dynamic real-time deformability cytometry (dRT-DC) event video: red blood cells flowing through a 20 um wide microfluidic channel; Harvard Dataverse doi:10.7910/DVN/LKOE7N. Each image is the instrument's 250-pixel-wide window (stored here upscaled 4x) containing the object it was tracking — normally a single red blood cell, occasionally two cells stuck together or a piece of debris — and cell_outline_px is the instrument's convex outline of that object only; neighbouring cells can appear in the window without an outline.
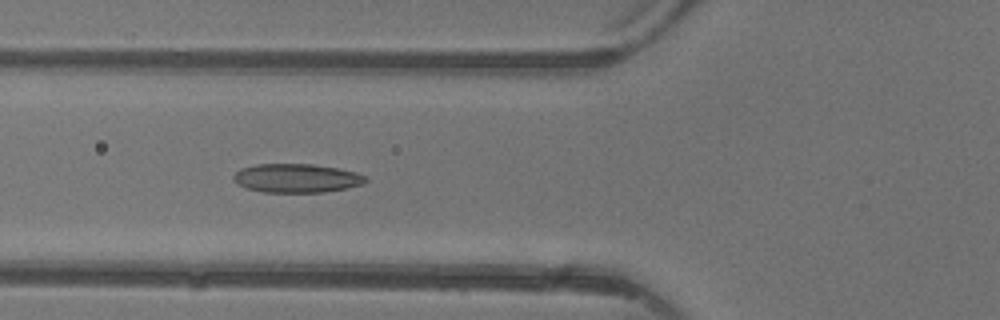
{"species": "common noctule bat (a hibernating species)", "species_latin": "Nyctalus noctula", "temperature_condition": "warm", "stored_images_in_passage": 5, "camera_frame_rate_fps": 3000, "um_per_image_px": 0.085, "animal": {"sex": "female"}, "frame": {"image": 1, "passage_image": 4, "time_ms": 4.333, "image_size_px": [1000, 320], "cell_outline_px": [[368, 180], [364, 184], [348, 188], [324, 192], [264, 192], [248, 188], [236, 184], [232, 180], [232, 176], [240, 168], [256, 164], [312, 164], [336, 168], [356, 172], [368, 176]], "centroid_in_image_um": [25.22, 15.14], "position_along_channel_um": 100.6, "area_um2": 22.37}}
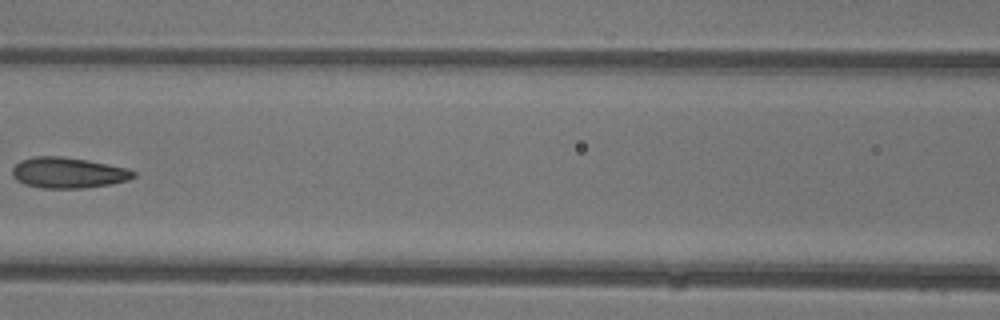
{"frame": {"image": 2, "passage_image": 5, "time_ms": 5.667, "image_size_px": [1000, 320], "cell_outline_px": [[136, 176], [128, 180], [108, 184], [84, 188], [44, 188], [24, 184], [16, 180], [12, 176], [12, 168], [20, 160], [36, 156], [60, 156], [88, 160], [128, 168], [136, 172]], "centroid_in_image_um": [5.78, 14.68], "position_along_channel_um": 160.8, "area_um2": 21.73}}